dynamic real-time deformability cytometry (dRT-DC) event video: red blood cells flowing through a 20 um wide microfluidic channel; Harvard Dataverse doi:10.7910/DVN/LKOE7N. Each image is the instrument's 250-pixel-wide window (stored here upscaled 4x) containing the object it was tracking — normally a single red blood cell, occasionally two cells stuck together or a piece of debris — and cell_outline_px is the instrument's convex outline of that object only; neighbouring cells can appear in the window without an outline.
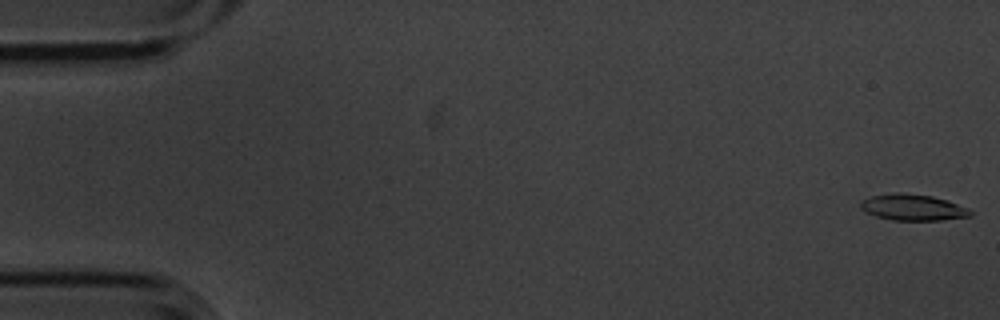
{"species": "common noctule bat (a hibernating species)", "species_latin": "Nyctalus noctula", "temperature_condition": "cold", "stored_images_in_passage": 6, "camera_frame_rate_fps": 3000, "um_per_image_px": 0.085, "animal": {"sex": "male", "body_mass_g": 20.1, "forearm_length_mm": 53.5}, "frame": {"image": 1, "passage_image": 1, "time_ms": 0.0, "image_size_px": [1000, 320], "cell_outline_px": [[972, 216], [940, 220], [892, 220], [876, 216], [860, 208], [860, 200], [872, 196], [892, 192], [900, 192], [932, 196], [968, 208], [972, 212]], "centroid_in_image_um": [77.56, 17.62], "position_along_channel_um": 7.4, "area_um2": 16.65}}